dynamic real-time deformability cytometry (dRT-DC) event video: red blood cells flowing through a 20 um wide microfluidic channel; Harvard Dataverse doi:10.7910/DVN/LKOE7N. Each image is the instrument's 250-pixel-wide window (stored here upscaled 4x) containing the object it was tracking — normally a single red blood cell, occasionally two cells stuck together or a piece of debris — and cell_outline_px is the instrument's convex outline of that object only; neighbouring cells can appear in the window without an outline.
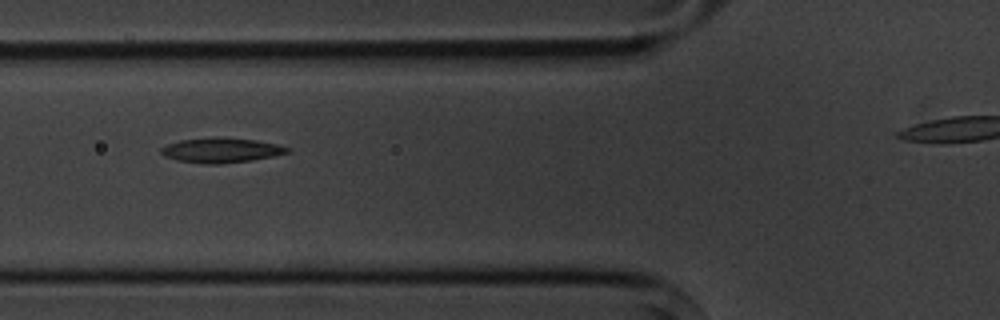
{"species": "common noctule bat (a hibernating species)", "species_latin": "Nyctalus noctula", "temperature_condition": "cold", "stored_images_in_passage": 11, "camera_frame_rate_fps": 3000, "um_per_image_px": 0.085, "animal": {"sex": "male", "body_mass_g": 20.1, "forearm_length_mm": 53.5}, "frame": {"image": 1, "passage_image": 3, "time_ms": 2.333, "image_size_px": [1000, 320], "cell_outline_px": [[292, 148], [288, 152], [272, 156], [252, 160], [220, 164], [204, 164], [176, 160], [164, 156], [160, 152], [160, 148], [168, 144], [180, 140], [212, 136], [256, 140], [276, 144]], "centroid_in_image_um": [18.76, 12.76], "position_along_channel_um": 107.0, "area_um2": 18.38}}
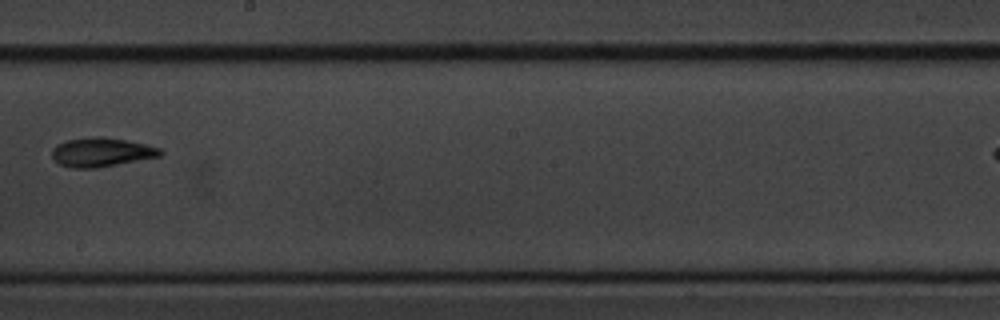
{"frame": {"image": 2, "passage_image": 6, "time_ms": 6.0, "image_size_px": [1000, 320], "cell_outline_px": [[164, 152], [160, 156], [96, 168], [72, 168], [60, 164], [52, 156], [52, 148], [56, 144], [68, 140], [96, 136], [104, 136], [144, 144], [160, 148]], "centroid_in_image_um": [8.61, 12.93], "position_along_channel_um": 239.6, "area_um2": 18.15}}
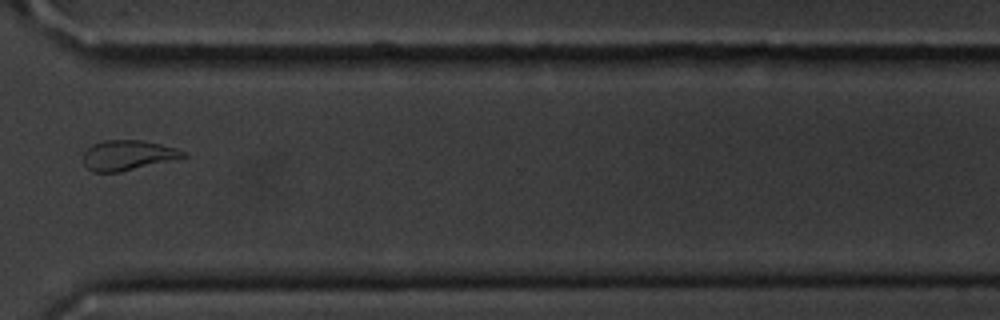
{"frame": {"image": 3, "passage_image": 9, "time_ms": 9.333, "image_size_px": [1000, 320], "cell_outline_px": [[188, 156], [120, 172], [92, 172], [84, 164], [84, 152], [92, 144], [104, 140], [140, 140], [160, 144], [176, 148], [188, 152]], "centroid_in_image_um": [10.86, 13.19], "position_along_channel_um": 359.7, "area_um2": 17.4}, "authors_computed_cell_mechanics": {"area_um2": 18.1492, "velocity_mm_per_s": 3.6129, "shape_relaxation_time_tau1_ms": 9.6821, "shape_relaxation_time_tau2_ms": 6.0009, "deformation_change_tau1": 0.1865, "deformation_change_tau2": 0.1422}}